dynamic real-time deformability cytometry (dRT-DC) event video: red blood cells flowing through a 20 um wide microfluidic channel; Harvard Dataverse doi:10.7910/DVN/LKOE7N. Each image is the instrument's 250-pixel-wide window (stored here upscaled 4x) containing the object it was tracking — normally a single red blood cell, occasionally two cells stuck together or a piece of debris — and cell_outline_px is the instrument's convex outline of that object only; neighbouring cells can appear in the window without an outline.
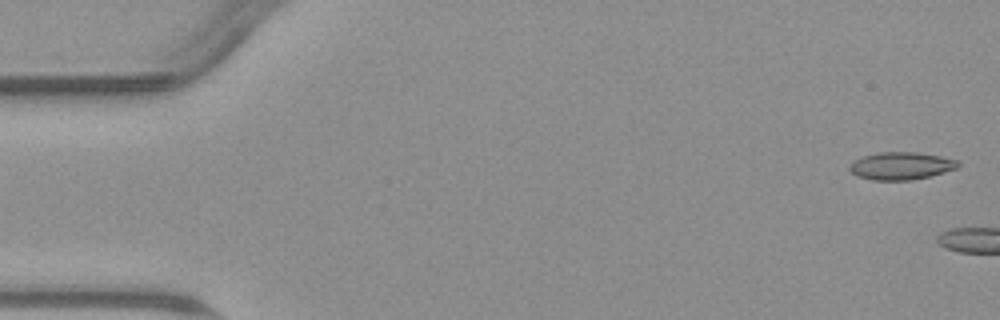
{"species": "common noctule bat (a hibernating species)", "species_latin": "Nyctalus noctula", "temperature_condition": "warm", "stored_images_in_passage": 5, "camera_frame_rate_fps": 3000, "um_per_image_px": 0.085, "animal": {"sex": "male", "body_mass_g": 23.1, "forearm_length_mm": 52.7}, "frame": {"image": 1, "passage_image": 2, "time_ms": 0.333, "image_size_px": [1000, 320], "cell_outline_px": [[960, 164], [956, 168], [932, 176], [912, 180], [872, 180], [856, 176], [848, 168], [856, 160], [864, 156], [880, 152], [916, 152], [940, 156], [956, 160]], "centroid_in_image_um": [76.6, 14.11], "position_along_channel_um": 8.4, "area_um2": 17.28}}